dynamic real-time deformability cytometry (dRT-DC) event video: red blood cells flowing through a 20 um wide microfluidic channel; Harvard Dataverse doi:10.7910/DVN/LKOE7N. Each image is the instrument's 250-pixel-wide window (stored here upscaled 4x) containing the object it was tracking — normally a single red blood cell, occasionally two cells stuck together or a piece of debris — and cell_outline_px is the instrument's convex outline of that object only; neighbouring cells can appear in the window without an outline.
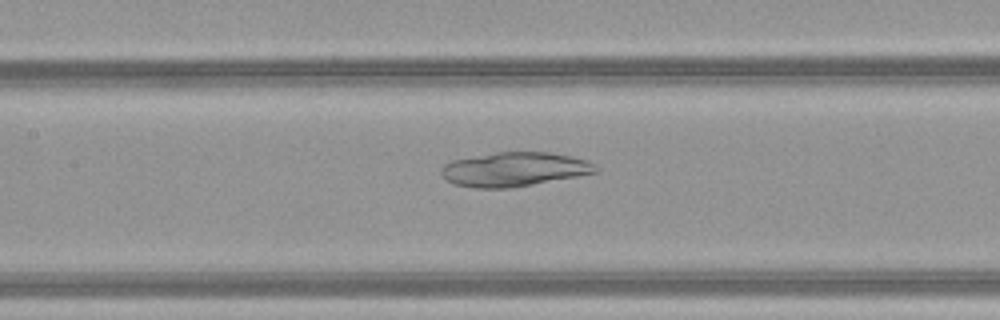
{"species": "common noctule bat (a hibernating species)", "species_latin": "Nyctalus noctula", "temperature_condition": "warm", "stored_images_in_passage": 50, "camera_frame_rate_fps": 3000, "um_per_image_px": 0.085, "animal": {"sex": "female", "body_mass_g": 21.9}, "frame": {"image": 1, "passage_image": 25, "time_ms": 8.0, "image_size_px": [1000, 320], "cell_outline_px": [[596, 172], [576, 176], [512, 188], [476, 188], [452, 184], [440, 172], [440, 168], [444, 164], [452, 160], [496, 152], [548, 152], [572, 156], [588, 160], [596, 164]], "centroid_in_image_um": [43.69, 14.39], "position_along_channel_um": 163.7, "area_um2": 30.69}}
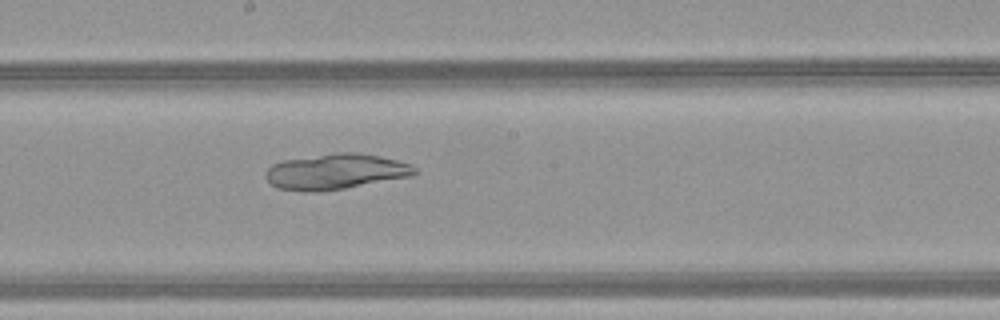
{"frame": {"image": 2, "passage_image": 29, "time_ms": 9.333, "image_size_px": [1000, 320], "cell_outline_px": [[416, 172], [412, 176], [344, 188], [320, 192], [308, 192], [276, 188], [264, 176], [264, 172], [272, 164], [284, 160], [336, 152], [356, 152], [380, 156], [412, 164], [416, 168]], "centroid_in_image_um": [28.51, 14.58], "position_along_channel_um": 219.7, "area_um2": 30.92}}
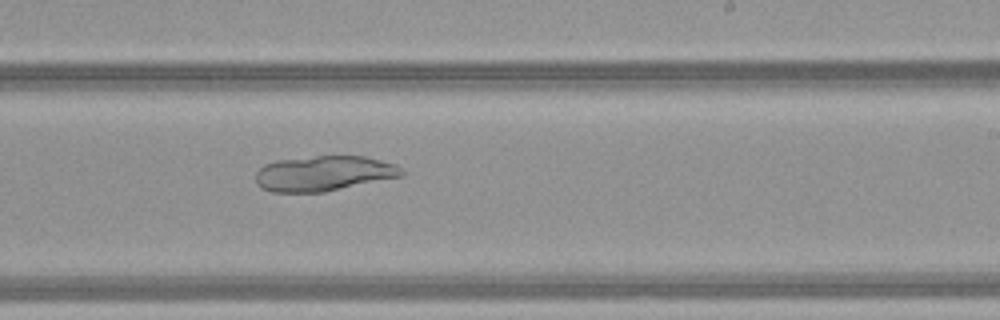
{"frame": {"image": 3, "passage_image": 32, "time_ms": 10.333, "image_size_px": [1000, 320], "cell_outline_px": [[404, 176], [324, 192], [272, 192], [260, 188], [256, 184], [256, 172], [264, 164], [276, 160], [316, 156], [364, 156], [396, 164], [404, 168]], "centroid_in_image_um": [27.54, 14.74], "position_along_channel_um": 261.5, "area_um2": 30.23}}